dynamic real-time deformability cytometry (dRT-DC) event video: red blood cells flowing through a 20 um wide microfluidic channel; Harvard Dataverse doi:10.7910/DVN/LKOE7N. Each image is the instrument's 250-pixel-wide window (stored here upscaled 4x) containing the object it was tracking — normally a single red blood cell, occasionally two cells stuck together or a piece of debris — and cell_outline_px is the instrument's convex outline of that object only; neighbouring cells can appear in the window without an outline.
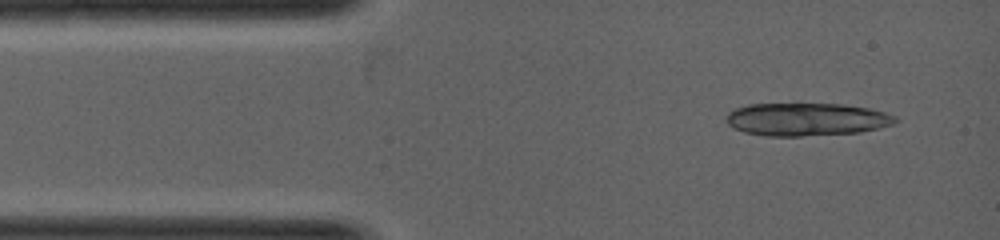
{"species": "common noctule bat (a hibernating species)", "species_latin": "Nyctalus noctula", "temperature_condition": "warm", "stored_images_in_passage": 1, "camera_frame_rate_fps": 5000, "um_per_image_px": 0.085, "animal": {"sex": "female", "body_mass_g": 19.0, "forearm_length_mm": 53.3}, "frame": {"image": 1, "passage_image": 1, "time_ms": 0.0, "image_size_px": [1000, 240], "cell_outline_px": [[900, 120], [892, 124], [880, 128], [860, 132], [800, 136], [764, 136], [744, 132], [732, 128], [728, 124], [728, 112], [736, 108], [748, 104], [844, 104], [868, 108], [884, 112], [896, 116]], "centroid_in_image_um": [68.57, 10.15], "position_along_channel_um": 16.4, "area_um2": 32.43}}